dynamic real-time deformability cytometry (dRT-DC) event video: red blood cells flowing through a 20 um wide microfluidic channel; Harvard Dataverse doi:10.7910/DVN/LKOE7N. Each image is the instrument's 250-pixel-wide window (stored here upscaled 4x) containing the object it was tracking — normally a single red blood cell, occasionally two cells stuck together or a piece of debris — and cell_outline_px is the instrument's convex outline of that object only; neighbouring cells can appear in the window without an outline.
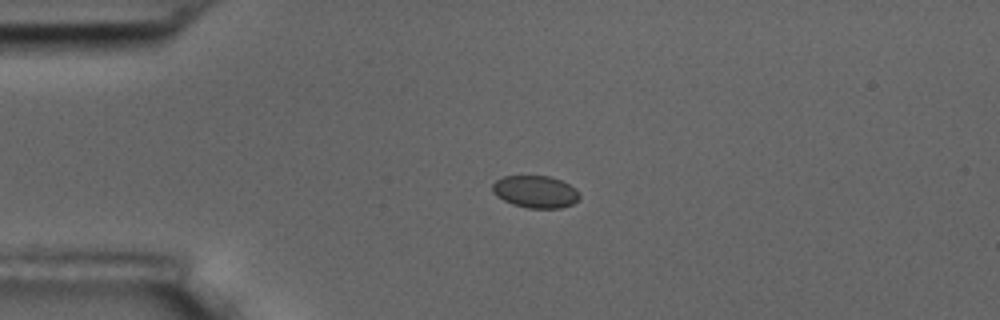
{"species": "common noctule bat (a hibernating species)", "species_latin": "Nyctalus noctula", "temperature_condition": "room temperature", "stored_images_in_passage": 2, "camera_frame_rate_fps": 3000, "um_per_image_px": 0.085, "animal": {"sex": "male", "body_mass_g": 17.5, "forearm_length_mm": 52.3}, "frame": {"image": 1, "passage_image": 1, "time_ms": 0.0, "image_size_px": [1000, 320], "cell_outline_px": [[580, 196], [572, 204], [560, 208], [528, 208], [512, 204], [496, 196], [492, 192], [492, 184], [496, 180], [504, 176], [548, 176], [560, 180], [576, 188]], "centroid_in_image_um": [45.49, 16.29], "position_along_channel_um": 39.5, "area_um2": 16.3}}